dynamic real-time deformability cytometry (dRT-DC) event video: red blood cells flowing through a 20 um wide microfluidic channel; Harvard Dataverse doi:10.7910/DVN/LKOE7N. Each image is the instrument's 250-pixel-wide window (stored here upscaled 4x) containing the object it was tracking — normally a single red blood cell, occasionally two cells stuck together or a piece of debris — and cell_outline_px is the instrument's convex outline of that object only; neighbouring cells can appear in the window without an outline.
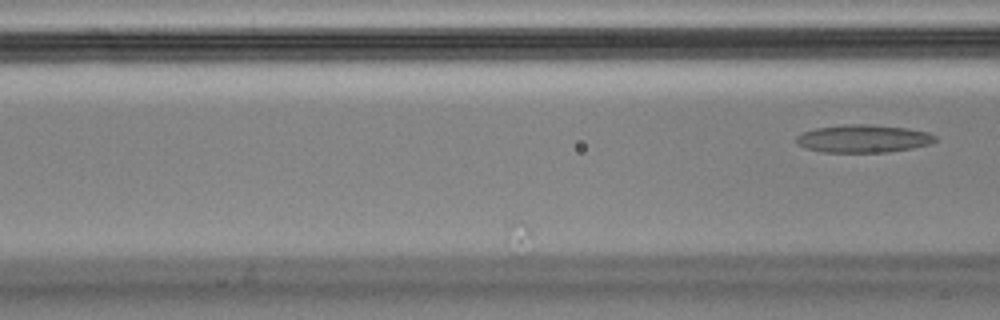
{"species": "Egyptian fruit bat (a non-hibernating species)", "species_latin": "Rousettus aegyptiacus", "temperature_condition": "cold", "stored_images_in_passage": 5, "camera_frame_rate_fps": 3000, "um_per_image_px": 0.085, "animal": {"sex": "male"}, "frame": {"image": 1, "passage_image": 5, "time_ms": 1.333, "image_size_px": [1000, 320], "cell_outline_px": [[936, 140], [928, 144], [912, 148], [888, 152], [824, 152], [804, 148], [796, 144], [796, 136], [804, 132], [816, 128], [848, 124], [868, 124], [904, 128], [928, 132], [936, 136]], "centroid_in_image_um": [73.34, 11.79], "position_along_channel_um": 93.3, "area_um2": 22.37}}